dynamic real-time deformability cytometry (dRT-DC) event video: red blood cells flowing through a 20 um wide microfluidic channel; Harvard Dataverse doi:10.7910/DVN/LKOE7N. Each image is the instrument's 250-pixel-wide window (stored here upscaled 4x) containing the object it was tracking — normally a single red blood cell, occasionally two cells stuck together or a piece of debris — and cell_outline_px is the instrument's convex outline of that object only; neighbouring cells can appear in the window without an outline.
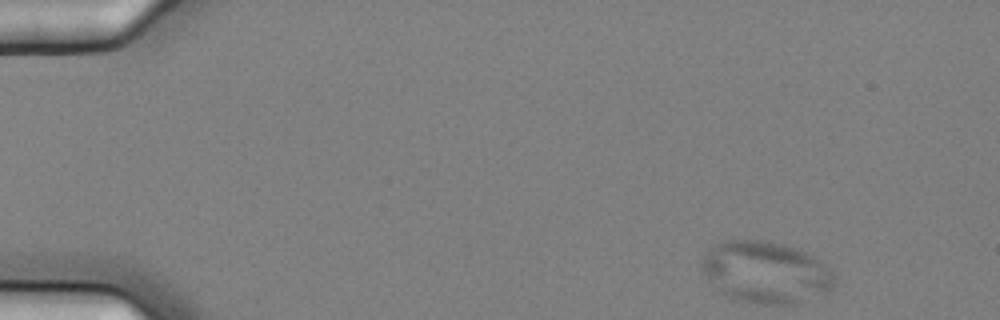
{"species": "common noctule bat (a hibernating species)", "species_latin": "Nyctalus noctula", "temperature_condition": "cold", "stored_images_in_passage": 4, "camera_frame_rate_fps": 3000, "um_per_image_px": 0.085, "animal": {"sex": "female", "body_mass_g": 25.1}, "frame": {"image": 1, "passage_image": 1, "time_ms": 0.0, "image_size_px": [1000, 320], "cell_outline_px": [[836, 284], [828, 292], [796, 304], [748, 304], [732, 300], [716, 288], [704, 272], [700, 264], [704, 256], [712, 244], [728, 240], [756, 240], [784, 244], [800, 248], [820, 260], [836, 276]], "centroid_in_image_um": [65.11, 23.16], "position_along_channel_um": 19.9, "area_um2": 48.32}}
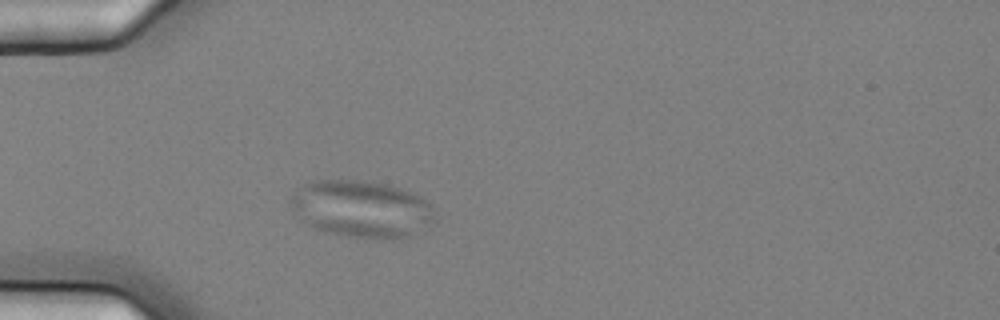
{"frame": {"image": 2, "passage_image": 4, "time_ms": 1.0, "image_size_px": [1000, 320], "cell_outline_px": [[436, 220], [416, 236], [392, 240], [380, 240], [344, 236], [328, 232], [316, 228], [288, 204], [288, 200], [292, 192], [308, 184], [320, 180], [360, 180], [384, 184], [400, 188], [412, 192], [420, 196], [432, 204], [436, 212]], "centroid_in_image_um": [30.86, 17.79], "position_along_channel_um": 54.1, "area_um2": 48.32}}